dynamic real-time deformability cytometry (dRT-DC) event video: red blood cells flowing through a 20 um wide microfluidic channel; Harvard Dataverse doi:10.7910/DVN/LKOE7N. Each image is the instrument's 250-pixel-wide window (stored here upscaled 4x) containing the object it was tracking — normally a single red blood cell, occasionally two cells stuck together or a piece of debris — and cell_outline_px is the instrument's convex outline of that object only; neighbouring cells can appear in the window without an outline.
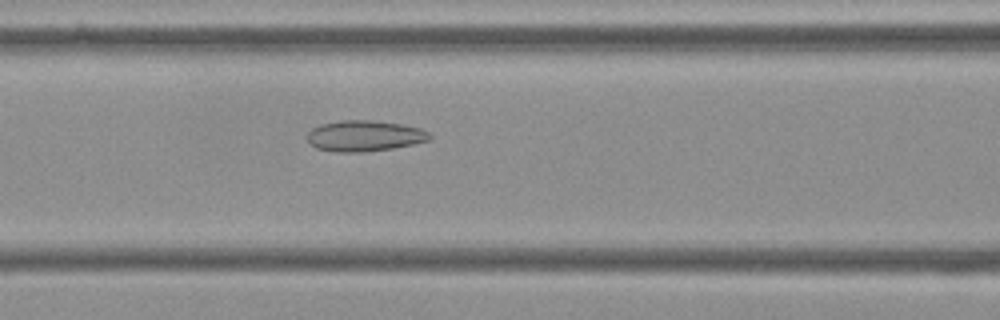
{"species": "Egyptian fruit bat (a non-hibernating species)", "species_latin": "Rousettus aegyptiacus", "temperature_condition": "cold", "stored_images_in_passage": 56, "camera_frame_rate_fps": 3000, "um_per_image_px": 0.085, "frame": {"image": 1, "passage_image": 23, "time_ms": 7.333, "image_size_px": [1000, 320], "cell_outline_px": [[432, 136], [428, 140], [412, 144], [392, 148], [364, 152], [332, 152], [316, 148], [308, 140], [308, 132], [312, 128], [320, 124], [340, 120], [372, 120], [400, 124], [420, 128], [428, 132]], "centroid_in_image_um": [30.95, 11.55], "position_along_channel_um": 135.6, "area_um2": 21.96}}
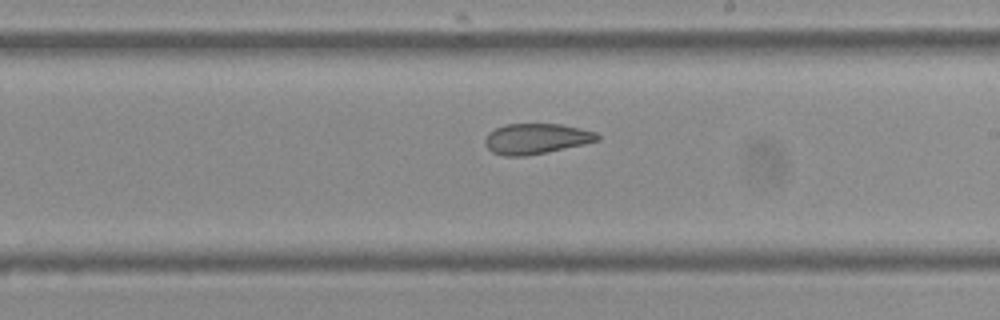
{"frame": {"image": 2, "passage_image": 32, "time_ms": 10.333, "image_size_px": [1000, 320], "cell_outline_px": [[600, 140], [584, 144], [524, 156], [504, 156], [492, 152], [484, 144], [484, 140], [488, 132], [504, 124], [560, 124], [580, 128], [596, 132], [600, 136]], "centroid_in_image_um": [45.55, 11.78], "position_along_channel_um": 243.4, "area_um2": 19.88}}
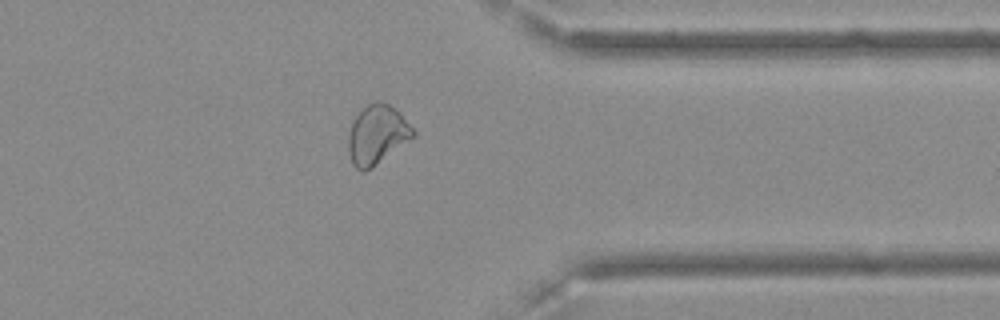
{"frame": {"image": 3, "passage_image": 44, "time_ms": 14.333, "image_size_px": [1000, 320], "cell_outline_px": [[416, 136], [372, 168], [364, 172], [356, 168], [352, 164], [348, 152], [348, 136], [352, 120], [368, 104], [376, 100], [380, 100], [396, 108], [400, 112], [416, 132]], "centroid_in_image_um": [32.06, 11.45], "position_along_channel_um": 379.3, "area_um2": 22.6}, "authors_computed_cell_mechanics": {"area_um2": 23.8714, "velocity_mm_per_s": 3.5976, "shape_relaxation_time_tau1_ms": null, "shape_relaxation_time_tau2_ms": 2.0549, "deformation_change_tau1": null, "deformation_change_tau2": 0.0809}}